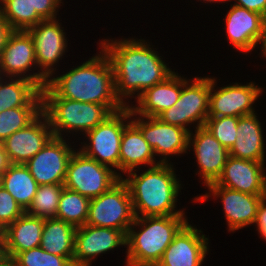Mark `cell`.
Listing matches in <instances>:
<instances>
[{
    "label": "cell",
    "mask_w": 266,
    "mask_h": 266,
    "mask_svg": "<svg viewBox=\"0 0 266 266\" xmlns=\"http://www.w3.org/2000/svg\"><path fill=\"white\" fill-rule=\"evenodd\" d=\"M102 41L101 49L113 68L116 95L125 106L129 104L123 99L136 94L135 92L137 99L148 88L165 81L174 73L145 40L131 38Z\"/></svg>",
    "instance_id": "obj_1"
},
{
    "label": "cell",
    "mask_w": 266,
    "mask_h": 266,
    "mask_svg": "<svg viewBox=\"0 0 266 266\" xmlns=\"http://www.w3.org/2000/svg\"><path fill=\"white\" fill-rule=\"evenodd\" d=\"M42 98H67L105 105L112 113L125 107L115 92L113 68L106 53L90 58L69 72L47 80Z\"/></svg>",
    "instance_id": "obj_2"
},
{
    "label": "cell",
    "mask_w": 266,
    "mask_h": 266,
    "mask_svg": "<svg viewBox=\"0 0 266 266\" xmlns=\"http://www.w3.org/2000/svg\"><path fill=\"white\" fill-rule=\"evenodd\" d=\"M173 169L170 163H159L140 175L134 170L122 178L129 188L135 217L185 215L175 211L181 184Z\"/></svg>",
    "instance_id": "obj_3"
},
{
    "label": "cell",
    "mask_w": 266,
    "mask_h": 266,
    "mask_svg": "<svg viewBox=\"0 0 266 266\" xmlns=\"http://www.w3.org/2000/svg\"><path fill=\"white\" fill-rule=\"evenodd\" d=\"M187 222L184 215L135 217L126 235V266H156ZM134 226L142 228L136 232Z\"/></svg>",
    "instance_id": "obj_4"
},
{
    "label": "cell",
    "mask_w": 266,
    "mask_h": 266,
    "mask_svg": "<svg viewBox=\"0 0 266 266\" xmlns=\"http://www.w3.org/2000/svg\"><path fill=\"white\" fill-rule=\"evenodd\" d=\"M42 112L49 120L54 137L58 138H63L61 132L65 130L86 133L112 114L103 104L67 98H42Z\"/></svg>",
    "instance_id": "obj_5"
},
{
    "label": "cell",
    "mask_w": 266,
    "mask_h": 266,
    "mask_svg": "<svg viewBox=\"0 0 266 266\" xmlns=\"http://www.w3.org/2000/svg\"><path fill=\"white\" fill-rule=\"evenodd\" d=\"M134 219L129 188L122 178L108 191L90 199L87 225L122 230L127 235Z\"/></svg>",
    "instance_id": "obj_6"
},
{
    "label": "cell",
    "mask_w": 266,
    "mask_h": 266,
    "mask_svg": "<svg viewBox=\"0 0 266 266\" xmlns=\"http://www.w3.org/2000/svg\"><path fill=\"white\" fill-rule=\"evenodd\" d=\"M131 117L130 106L113 112L102 123L85 133L90 142L79 150L99 164L119 170L122 133L131 122ZM127 119L130 121L126 122Z\"/></svg>",
    "instance_id": "obj_7"
},
{
    "label": "cell",
    "mask_w": 266,
    "mask_h": 266,
    "mask_svg": "<svg viewBox=\"0 0 266 266\" xmlns=\"http://www.w3.org/2000/svg\"><path fill=\"white\" fill-rule=\"evenodd\" d=\"M192 81L190 84L183 77L178 101L158 116L162 122L179 126L189 133L191 131L186 126L190 123L197 121V127L205 126L209 112L211 77H195Z\"/></svg>",
    "instance_id": "obj_8"
},
{
    "label": "cell",
    "mask_w": 266,
    "mask_h": 266,
    "mask_svg": "<svg viewBox=\"0 0 266 266\" xmlns=\"http://www.w3.org/2000/svg\"><path fill=\"white\" fill-rule=\"evenodd\" d=\"M121 178L115 169L99 164L78 150L69 160L64 187L93 199L108 191Z\"/></svg>",
    "instance_id": "obj_9"
},
{
    "label": "cell",
    "mask_w": 266,
    "mask_h": 266,
    "mask_svg": "<svg viewBox=\"0 0 266 266\" xmlns=\"http://www.w3.org/2000/svg\"><path fill=\"white\" fill-rule=\"evenodd\" d=\"M33 65L37 66L32 36L28 31L14 30L8 37L0 56V77L3 74L7 78H24L35 82L42 89L46 86L48 79L40 70L37 73L28 74L29 76L26 74Z\"/></svg>",
    "instance_id": "obj_10"
},
{
    "label": "cell",
    "mask_w": 266,
    "mask_h": 266,
    "mask_svg": "<svg viewBox=\"0 0 266 266\" xmlns=\"http://www.w3.org/2000/svg\"><path fill=\"white\" fill-rule=\"evenodd\" d=\"M63 138L53 137L25 163L39 186L64 184L69 160L74 153Z\"/></svg>",
    "instance_id": "obj_11"
},
{
    "label": "cell",
    "mask_w": 266,
    "mask_h": 266,
    "mask_svg": "<svg viewBox=\"0 0 266 266\" xmlns=\"http://www.w3.org/2000/svg\"><path fill=\"white\" fill-rule=\"evenodd\" d=\"M143 117V118H142ZM133 118L131 122L141 131L143 138L153 148L154 154L161 155V163H168L169 155L187 153L189 132L179 126L166 124L158 117ZM144 118L146 120H144Z\"/></svg>",
    "instance_id": "obj_12"
},
{
    "label": "cell",
    "mask_w": 266,
    "mask_h": 266,
    "mask_svg": "<svg viewBox=\"0 0 266 266\" xmlns=\"http://www.w3.org/2000/svg\"><path fill=\"white\" fill-rule=\"evenodd\" d=\"M215 83V78H212L208 117H241L255 112L252 104L262 93V88L250 82L247 85L235 83L221 87L216 91L214 89Z\"/></svg>",
    "instance_id": "obj_13"
},
{
    "label": "cell",
    "mask_w": 266,
    "mask_h": 266,
    "mask_svg": "<svg viewBox=\"0 0 266 266\" xmlns=\"http://www.w3.org/2000/svg\"><path fill=\"white\" fill-rule=\"evenodd\" d=\"M53 137L49 120L42 112L27 127L14 132L5 139L2 146L11 164H25Z\"/></svg>",
    "instance_id": "obj_14"
},
{
    "label": "cell",
    "mask_w": 266,
    "mask_h": 266,
    "mask_svg": "<svg viewBox=\"0 0 266 266\" xmlns=\"http://www.w3.org/2000/svg\"><path fill=\"white\" fill-rule=\"evenodd\" d=\"M126 245V234L122 230L83 225L75 232L74 266H90L93 258Z\"/></svg>",
    "instance_id": "obj_15"
},
{
    "label": "cell",
    "mask_w": 266,
    "mask_h": 266,
    "mask_svg": "<svg viewBox=\"0 0 266 266\" xmlns=\"http://www.w3.org/2000/svg\"><path fill=\"white\" fill-rule=\"evenodd\" d=\"M57 19L42 20L27 31L32 36L35 46L37 67L49 79L53 74L54 64L64 55L67 39Z\"/></svg>",
    "instance_id": "obj_16"
},
{
    "label": "cell",
    "mask_w": 266,
    "mask_h": 266,
    "mask_svg": "<svg viewBox=\"0 0 266 266\" xmlns=\"http://www.w3.org/2000/svg\"><path fill=\"white\" fill-rule=\"evenodd\" d=\"M264 162L227 158L221 176L214 182L218 186L253 195H266Z\"/></svg>",
    "instance_id": "obj_17"
},
{
    "label": "cell",
    "mask_w": 266,
    "mask_h": 266,
    "mask_svg": "<svg viewBox=\"0 0 266 266\" xmlns=\"http://www.w3.org/2000/svg\"><path fill=\"white\" fill-rule=\"evenodd\" d=\"M189 133L188 147L193 146L199 165V173L205 185L214 183L221 176L229 157L225 148L205 126L196 127L195 134Z\"/></svg>",
    "instance_id": "obj_18"
},
{
    "label": "cell",
    "mask_w": 266,
    "mask_h": 266,
    "mask_svg": "<svg viewBox=\"0 0 266 266\" xmlns=\"http://www.w3.org/2000/svg\"><path fill=\"white\" fill-rule=\"evenodd\" d=\"M188 222L174 236L156 266H201L208 252V238Z\"/></svg>",
    "instance_id": "obj_19"
},
{
    "label": "cell",
    "mask_w": 266,
    "mask_h": 266,
    "mask_svg": "<svg viewBox=\"0 0 266 266\" xmlns=\"http://www.w3.org/2000/svg\"><path fill=\"white\" fill-rule=\"evenodd\" d=\"M214 197H222L223 210L227 219L229 231L239 230L254 224L257 209L266 195H253L218 186L215 183L207 185Z\"/></svg>",
    "instance_id": "obj_20"
},
{
    "label": "cell",
    "mask_w": 266,
    "mask_h": 266,
    "mask_svg": "<svg viewBox=\"0 0 266 266\" xmlns=\"http://www.w3.org/2000/svg\"><path fill=\"white\" fill-rule=\"evenodd\" d=\"M263 16L237 5L225 17L227 38L242 52H250L259 44Z\"/></svg>",
    "instance_id": "obj_21"
},
{
    "label": "cell",
    "mask_w": 266,
    "mask_h": 266,
    "mask_svg": "<svg viewBox=\"0 0 266 266\" xmlns=\"http://www.w3.org/2000/svg\"><path fill=\"white\" fill-rule=\"evenodd\" d=\"M45 218L24 212L3 231V253L15 258L20 252L39 247Z\"/></svg>",
    "instance_id": "obj_22"
},
{
    "label": "cell",
    "mask_w": 266,
    "mask_h": 266,
    "mask_svg": "<svg viewBox=\"0 0 266 266\" xmlns=\"http://www.w3.org/2000/svg\"><path fill=\"white\" fill-rule=\"evenodd\" d=\"M181 89L182 78L174 72L165 81L148 88L138 97V106H130L131 116L138 114L140 117H158L178 101Z\"/></svg>",
    "instance_id": "obj_23"
},
{
    "label": "cell",
    "mask_w": 266,
    "mask_h": 266,
    "mask_svg": "<svg viewBox=\"0 0 266 266\" xmlns=\"http://www.w3.org/2000/svg\"><path fill=\"white\" fill-rule=\"evenodd\" d=\"M261 123L256 113L239 117L235 144L229 150V155L264 162V140Z\"/></svg>",
    "instance_id": "obj_24"
},
{
    "label": "cell",
    "mask_w": 266,
    "mask_h": 266,
    "mask_svg": "<svg viewBox=\"0 0 266 266\" xmlns=\"http://www.w3.org/2000/svg\"><path fill=\"white\" fill-rule=\"evenodd\" d=\"M153 148L143 138L141 131L130 122L122 133L120 145L119 170L126 173L134 171L139 165L155 166Z\"/></svg>",
    "instance_id": "obj_25"
},
{
    "label": "cell",
    "mask_w": 266,
    "mask_h": 266,
    "mask_svg": "<svg viewBox=\"0 0 266 266\" xmlns=\"http://www.w3.org/2000/svg\"><path fill=\"white\" fill-rule=\"evenodd\" d=\"M2 78L0 77V112L16 107H42L41 88L35 82L12 77L9 78L12 81L7 83Z\"/></svg>",
    "instance_id": "obj_26"
},
{
    "label": "cell",
    "mask_w": 266,
    "mask_h": 266,
    "mask_svg": "<svg viewBox=\"0 0 266 266\" xmlns=\"http://www.w3.org/2000/svg\"><path fill=\"white\" fill-rule=\"evenodd\" d=\"M76 227L56 218H45L40 247L73 262Z\"/></svg>",
    "instance_id": "obj_27"
},
{
    "label": "cell",
    "mask_w": 266,
    "mask_h": 266,
    "mask_svg": "<svg viewBox=\"0 0 266 266\" xmlns=\"http://www.w3.org/2000/svg\"><path fill=\"white\" fill-rule=\"evenodd\" d=\"M1 186L26 211L31 205L39 185L25 164H10L2 174Z\"/></svg>",
    "instance_id": "obj_28"
},
{
    "label": "cell",
    "mask_w": 266,
    "mask_h": 266,
    "mask_svg": "<svg viewBox=\"0 0 266 266\" xmlns=\"http://www.w3.org/2000/svg\"><path fill=\"white\" fill-rule=\"evenodd\" d=\"M90 199L73 190L63 188L60 195L56 219L63 220L76 228L86 224Z\"/></svg>",
    "instance_id": "obj_29"
},
{
    "label": "cell",
    "mask_w": 266,
    "mask_h": 266,
    "mask_svg": "<svg viewBox=\"0 0 266 266\" xmlns=\"http://www.w3.org/2000/svg\"><path fill=\"white\" fill-rule=\"evenodd\" d=\"M0 10L13 30L27 31L43 19L32 11L30 0H0Z\"/></svg>",
    "instance_id": "obj_30"
},
{
    "label": "cell",
    "mask_w": 266,
    "mask_h": 266,
    "mask_svg": "<svg viewBox=\"0 0 266 266\" xmlns=\"http://www.w3.org/2000/svg\"><path fill=\"white\" fill-rule=\"evenodd\" d=\"M63 188L64 184L39 186L31 205L25 212L35 217L56 218Z\"/></svg>",
    "instance_id": "obj_31"
},
{
    "label": "cell",
    "mask_w": 266,
    "mask_h": 266,
    "mask_svg": "<svg viewBox=\"0 0 266 266\" xmlns=\"http://www.w3.org/2000/svg\"><path fill=\"white\" fill-rule=\"evenodd\" d=\"M42 113V107H16L0 112V142L27 127Z\"/></svg>",
    "instance_id": "obj_32"
},
{
    "label": "cell",
    "mask_w": 266,
    "mask_h": 266,
    "mask_svg": "<svg viewBox=\"0 0 266 266\" xmlns=\"http://www.w3.org/2000/svg\"><path fill=\"white\" fill-rule=\"evenodd\" d=\"M238 120L239 117L234 116L208 117L205 127L225 148L230 150L236 142Z\"/></svg>",
    "instance_id": "obj_33"
},
{
    "label": "cell",
    "mask_w": 266,
    "mask_h": 266,
    "mask_svg": "<svg viewBox=\"0 0 266 266\" xmlns=\"http://www.w3.org/2000/svg\"><path fill=\"white\" fill-rule=\"evenodd\" d=\"M14 259L18 266H74L69 258L46 252L40 246L20 252Z\"/></svg>",
    "instance_id": "obj_34"
},
{
    "label": "cell",
    "mask_w": 266,
    "mask_h": 266,
    "mask_svg": "<svg viewBox=\"0 0 266 266\" xmlns=\"http://www.w3.org/2000/svg\"><path fill=\"white\" fill-rule=\"evenodd\" d=\"M24 209L14 200L13 196L0 187V229L3 231L23 213Z\"/></svg>",
    "instance_id": "obj_35"
},
{
    "label": "cell",
    "mask_w": 266,
    "mask_h": 266,
    "mask_svg": "<svg viewBox=\"0 0 266 266\" xmlns=\"http://www.w3.org/2000/svg\"><path fill=\"white\" fill-rule=\"evenodd\" d=\"M32 5V11H36L37 14L43 20L56 19L57 8L61 0H30Z\"/></svg>",
    "instance_id": "obj_36"
},
{
    "label": "cell",
    "mask_w": 266,
    "mask_h": 266,
    "mask_svg": "<svg viewBox=\"0 0 266 266\" xmlns=\"http://www.w3.org/2000/svg\"><path fill=\"white\" fill-rule=\"evenodd\" d=\"M254 224L257 225L258 232L266 241V197L259 203Z\"/></svg>",
    "instance_id": "obj_37"
},
{
    "label": "cell",
    "mask_w": 266,
    "mask_h": 266,
    "mask_svg": "<svg viewBox=\"0 0 266 266\" xmlns=\"http://www.w3.org/2000/svg\"><path fill=\"white\" fill-rule=\"evenodd\" d=\"M235 1H237V3L235 2L234 5L259 13L262 16L266 15V0H235Z\"/></svg>",
    "instance_id": "obj_38"
},
{
    "label": "cell",
    "mask_w": 266,
    "mask_h": 266,
    "mask_svg": "<svg viewBox=\"0 0 266 266\" xmlns=\"http://www.w3.org/2000/svg\"><path fill=\"white\" fill-rule=\"evenodd\" d=\"M14 30L11 28L7 19L3 16L0 10V56L3 53V49L6 46L8 37Z\"/></svg>",
    "instance_id": "obj_39"
},
{
    "label": "cell",
    "mask_w": 266,
    "mask_h": 266,
    "mask_svg": "<svg viewBox=\"0 0 266 266\" xmlns=\"http://www.w3.org/2000/svg\"><path fill=\"white\" fill-rule=\"evenodd\" d=\"M11 163L8 160L7 154L4 151L2 143L0 142V175H2Z\"/></svg>",
    "instance_id": "obj_40"
},
{
    "label": "cell",
    "mask_w": 266,
    "mask_h": 266,
    "mask_svg": "<svg viewBox=\"0 0 266 266\" xmlns=\"http://www.w3.org/2000/svg\"><path fill=\"white\" fill-rule=\"evenodd\" d=\"M260 42L262 43L261 53L263 54L264 57H266V15H264L262 18L261 37L259 39V43Z\"/></svg>",
    "instance_id": "obj_41"
},
{
    "label": "cell",
    "mask_w": 266,
    "mask_h": 266,
    "mask_svg": "<svg viewBox=\"0 0 266 266\" xmlns=\"http://www.w3.org/2000/svg\"><path fill=\"white\" fill-rule=\"evenodd\" d=\"M0 266H18L14 258L3 255L0 258Z\"/></svg>",
    "instance_id": "obj_42"
},
{
    "label": "cell",
    "mask_w": 266,
    "mask_h": 266,
    "mask_svg": "<svg viewBox=\"0 0 266 266\" xmlns=\"http://www.w3.org/2000/svg\"><path fill=\"white\" fill-rule=\"evenodd\" d=\"M4 255L3 253V233L0 232V258Z\"/></svg>",
    "instance_id": "obj_43"
},
{
    "label": "cell",
    "mask_w": 266,
    "mask_h": 266,
    "mask_svg": "<svg viewBox=\"0 0 266 266\" xmlns=\"http://www.w3.org/2000/svg\"><path fill=\"white\" fill-rule=\"evenodd\" d=\"M204 1H207V2H224V1H228V0H204Z\"/></svg>",
    "instance_id": "obj_44"
},
{
    "label": "cell",
    "mask_w": 266,
    "mask_h": 266,
    "mask_svg": "<svg viewBox=\"0 0 266 266\" xmlns=\"http://www.w3.org/2000/svg\"><path fill=\"white\" fill-rule=\"evenodd\" d=\"M1 183H2V175H0V187H1Z\"/></svg>",
    "instance_id": "obj_45"
}]
</instances>
